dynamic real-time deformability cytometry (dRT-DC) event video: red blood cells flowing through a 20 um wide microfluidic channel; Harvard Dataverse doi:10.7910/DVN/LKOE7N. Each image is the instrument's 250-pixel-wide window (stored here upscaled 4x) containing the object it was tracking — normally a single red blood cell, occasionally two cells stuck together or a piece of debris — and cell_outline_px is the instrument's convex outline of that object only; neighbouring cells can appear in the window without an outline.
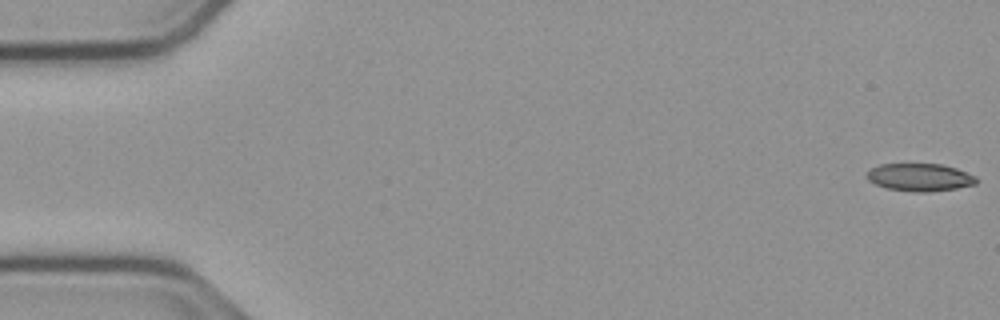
{"species": "common noctule bat (a hibernating species)", "species_latin": "Nyctalus noctula", "temperature_condition": "cold", "stored_images_in_passage": 16, "camera_frame_rate_fps": 3000, "um_per_image_px": 0.085, "animal": {"sex": "male", "body_mass_g": 23.1, "forearm_length_mm": 52.7}, "frame": {"image": 1, "passage_image": 1, "time_ms": 0.0, "image_size_px": [1000, 320], "cell_outline_px": [[976, 184], [956, 188], [928, 192], [912, 192], [888, 188], [876, 184], [868, 180], [868, 172], [872, 168], [880, 164], [940, 164], [956, 168], [976, 176]], "centroid_in_image_um": [78.2, 15.07], "position_along_channel_um": 6.8, "area_um2": 17.46}}